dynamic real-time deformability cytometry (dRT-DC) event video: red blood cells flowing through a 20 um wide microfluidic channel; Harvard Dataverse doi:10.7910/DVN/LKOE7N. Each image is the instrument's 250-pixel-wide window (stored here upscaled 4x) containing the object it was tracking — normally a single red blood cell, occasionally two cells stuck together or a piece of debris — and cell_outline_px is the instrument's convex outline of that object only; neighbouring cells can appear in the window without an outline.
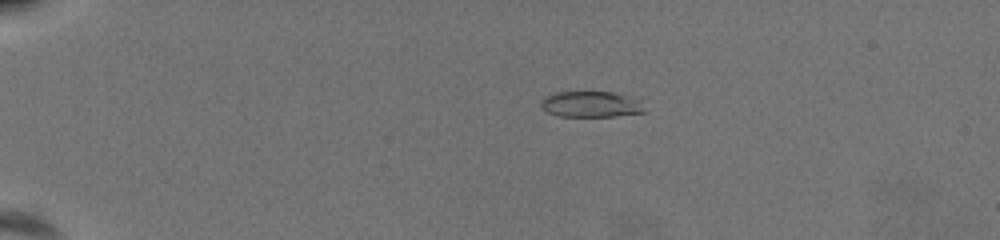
{"species": "common noctule bat (a hibernating species)", "species_latin": "Nyctalus noctula", "temperature_condition": "warm", "stored_images_in_passage": 62, "camera_frame_rate_fps": 3000, "um_per_image_px": 0.085, "animal": {"sex": "female", "body_mass_g": 19.5, "forearm_length_mm": 54.1}, "frame": {"image": 1, "passage_image": 16, "time_ms": 5.0, "image_size_px": [1000, 240], "cell_outline_px": [[644, 112], [612, 116], [560, 116], [548, 112], [540, 108], [540, 100], [544, 96], [556, 92], [612, 92], [640, 100]], "centroid_in_image_um": [50.15, 8.86], "position_along_channel_um": 34.8, "area_um2": 15.49}}
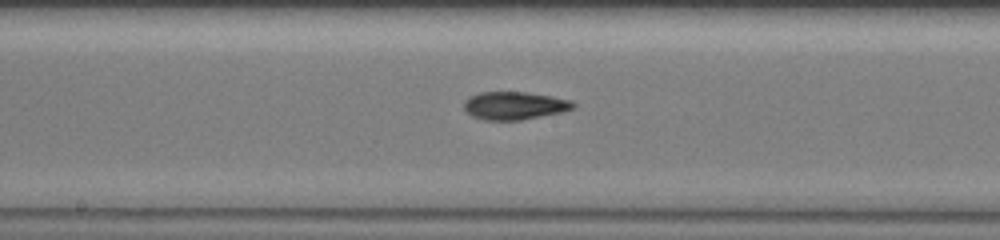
{"frame": {"image": 2, "passage_image": 37, "time_ms": 12.0, "image_size_px": [1000, 240], "cell_outline_px": [[576, 104], [572, 108], [560, 112], [520, 120], [484, 120], [472, 116], [464, 108], [464, 100], [480, 92], [524, 92], [548, 96], [568, 100]], "centroid_in_image_um": [43.67, 8.98], "position_along_channel_um": 204.5, "area_um2": 17.34}}
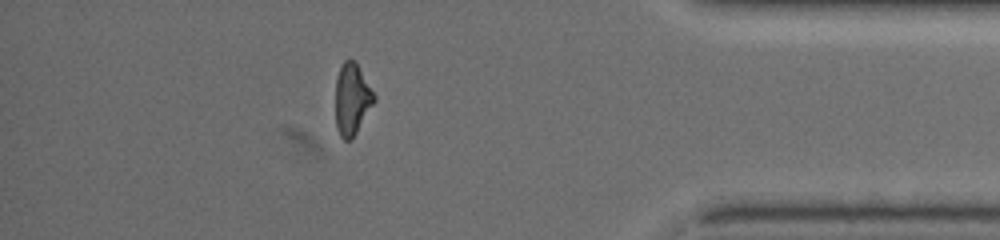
{"frame": {"image": 3, "passage_image": 56, "time_ms": 18.333, "image_size_px": [1000, 240], "cell_outline_px": [[376, 100], [352, 140], [344, 140], [340, 136], [336, 128], [336, 76], [344, 60], [356, 60], [376, 96]], "centroid_in_image_um": [29.93, 8.43], "position_along_channel_um": 405.3, "area_um2": 16.3}, "authors_computed_cell_mechanics": {"area_um2": 16.9932, "velocity_mm_per_s": 3.6102, "shape_relaxation_time_tau1_ms": null, "shape_relaxation_time_tau2_ms": 2.5538, "deformation_change_tau1": null, "deformation_change_tau2": 0.0968}}